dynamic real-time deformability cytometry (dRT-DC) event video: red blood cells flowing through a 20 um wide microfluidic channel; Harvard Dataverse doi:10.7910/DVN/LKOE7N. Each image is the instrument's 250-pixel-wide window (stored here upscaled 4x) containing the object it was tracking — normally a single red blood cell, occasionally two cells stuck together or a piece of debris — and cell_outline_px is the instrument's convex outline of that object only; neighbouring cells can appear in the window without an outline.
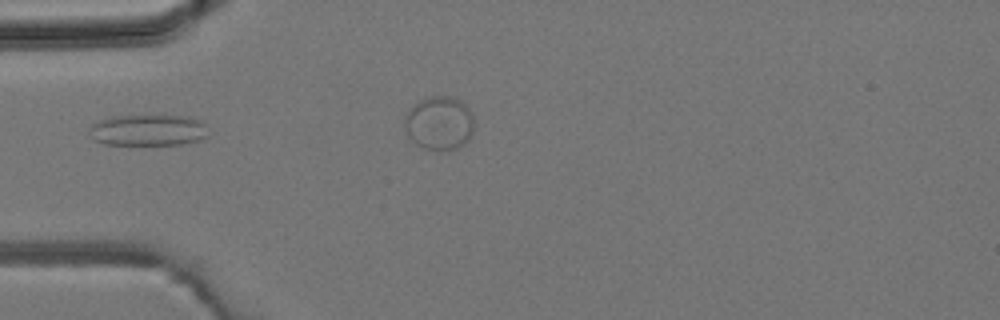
{"species": "common noctule bat (a hibernating species)", "species_latin": "Nyctalus noctula", "temperature_condition": "room temperature", "stored_images_in_passage": 2, "camera_frame_rate_fps": 3000, "um_per_image_px": 0.085, "animal": {"sex": "male", "body_mass_g": 19.2, "forearm_length_mm": 51.8}, "frame": {"image": 1, "passage_image": 1, "time_ms": 0.0, "image_size_px": [1000, 320], "cell_outline_px": [[208, 136], [196, 140], [180, 144], [144, 148], [104, 144], [92, 140], [88, 132], [88, 128], [92, 124], [100, 120], [112, 116], [188, 116], [204, 120]], "centroid_in_image_um": [12.54, 11.12], "position_along_channel_um": 72.5, "area_um2": 22.83}}